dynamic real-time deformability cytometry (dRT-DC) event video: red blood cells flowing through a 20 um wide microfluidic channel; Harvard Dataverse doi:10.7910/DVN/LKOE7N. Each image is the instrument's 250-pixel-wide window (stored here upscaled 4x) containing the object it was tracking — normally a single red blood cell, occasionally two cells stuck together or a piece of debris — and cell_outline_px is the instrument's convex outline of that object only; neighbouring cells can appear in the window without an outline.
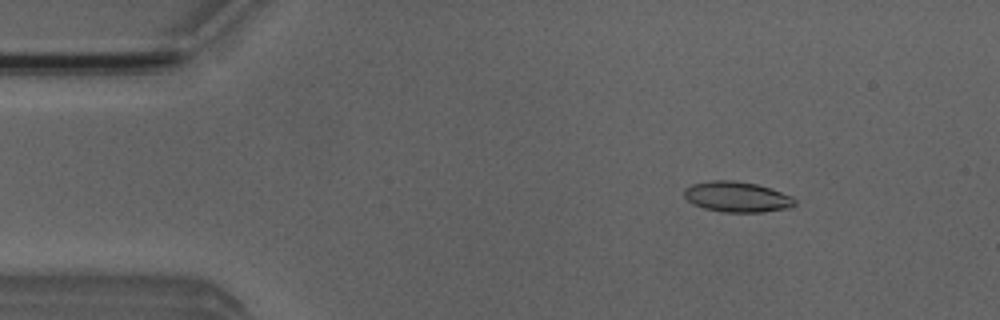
{"species": "Egyptian fruit bat (a non-hibernating species)", "species_latin": "Rousettus aegyptiacus", "temperature_condition": "room temperature", "stored_images_in_passage": 4, "camera_frame_rate_fps": 3000, "um_per_image_px": 0.085, "animal": {"sex": "male"}, "frame": {"image": 1, "passage_image": 2, "time_ms": 1.0, "image_size_px": [1000, 320], "cell_outline_px": [[796, 204], [792, 208], [764, 212], [724, 212], [704, 208], [692, 204], [684, 196], [684, 188], [692, 184], [712, 180], [736, 180], [756, 184], [792, 196], [796, 200]], "centroid_in_image_um": [62.65, 16.74], "position_along_channel_um": 22.3, "area_um2": 19.77}}